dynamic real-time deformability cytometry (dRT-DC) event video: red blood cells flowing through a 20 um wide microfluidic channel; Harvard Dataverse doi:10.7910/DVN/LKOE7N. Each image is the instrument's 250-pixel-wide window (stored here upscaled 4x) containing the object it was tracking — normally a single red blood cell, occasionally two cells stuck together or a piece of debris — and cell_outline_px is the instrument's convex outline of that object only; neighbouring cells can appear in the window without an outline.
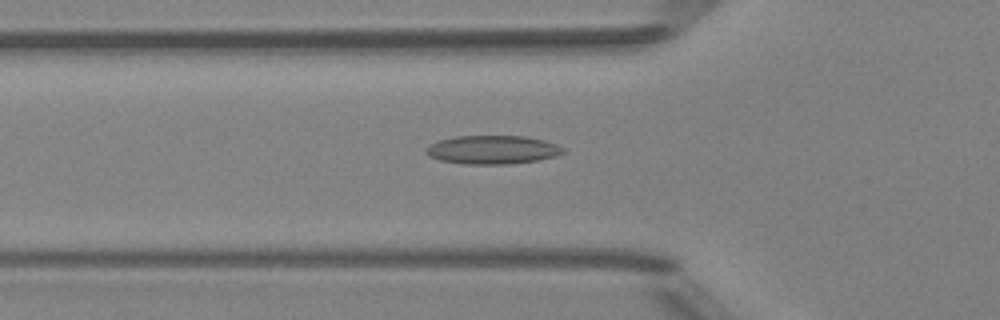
{"species": "Egyptian fruit bat (a non-hibernating species)", "species_latin": "Rousettus aegyptiacus", "temperature_condition": "room temperature", "stored_images_in_passage": 51, "camera_frame_rate_fps": 3000, "um_per_image_px": 0.085, "animal": {"sex": "female"}, "frame": {"image": 1, "passage_image": 18, "time_ms": 5.667, "image_size_px": [1000, 320], "cell_outline_px": [[564, 152], [556, 156], [540, 160], [508, 164], [464, 164], [440, 160], [428, 156], [428, 144], [440, 140], [456, 136], [524, 136], [544, 140], [556, 144], [564, 148]], "centroid_in_image_um": [41.89, 12.73], "position_along_channel_um": 83.9, "area_um2": 22.77}}
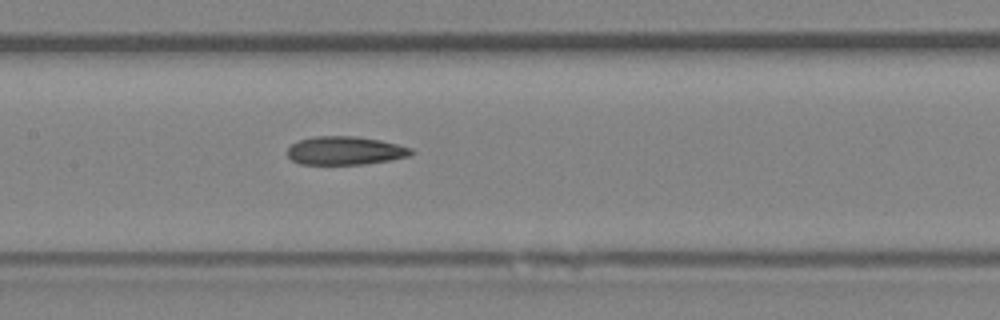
{"frame": {"image": 2, "passage_image": 25, "time_ms": 8.0, "image_size_px": [1000, 320], "cell_outline_px": [[416, 152], [408, 156], [388, 160], [364, 164], [300, 164], [292, 160], [288, 156], [288, 148], [296, 140], [316, 136], [356, 136], [380, 140], [412, 148]], "centroid_in_image_um": [29.32, 12.8], "position_along_channel_um": 178.1, "area_um2": 20.46}}
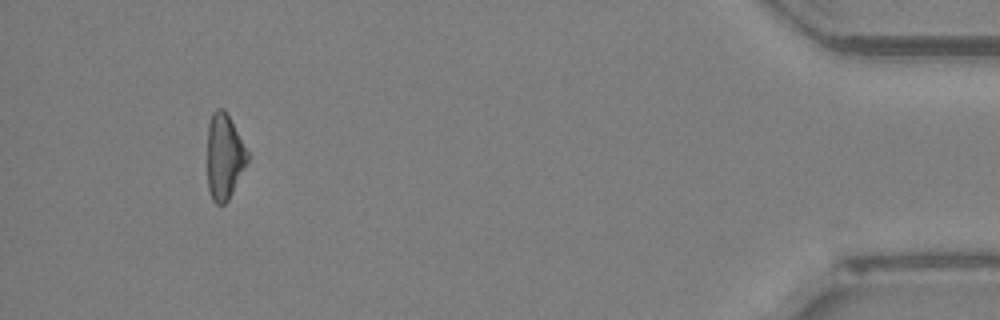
{"frame": {"image": 3, "passage_image": 48, "time_ms": 15.667, "image_size_px": [1000, 320], "cell_outline_px": [[248, 160], [228, 200], [224, 204], [216, 204], [212, 200], [208, 188], [208, 124], [212, 112], [216, 108], [224, 108], [248, 152]], "centroid_in_image_um": [19.04, 13.3], "position_along_channel_um": 416.2, "area_um2": 19.71}, "authors_computed_cell_mechanics": {"area_um2": 21.0392, "velocity_mm_per_s": 4.0263, "shape_relaxation_time_tau1_ms": null, "shape_relaxation_time_tau2_ms": 4.8983, "deformation_change_tau1": null, "deformation_change_tau2": 0.1522}}